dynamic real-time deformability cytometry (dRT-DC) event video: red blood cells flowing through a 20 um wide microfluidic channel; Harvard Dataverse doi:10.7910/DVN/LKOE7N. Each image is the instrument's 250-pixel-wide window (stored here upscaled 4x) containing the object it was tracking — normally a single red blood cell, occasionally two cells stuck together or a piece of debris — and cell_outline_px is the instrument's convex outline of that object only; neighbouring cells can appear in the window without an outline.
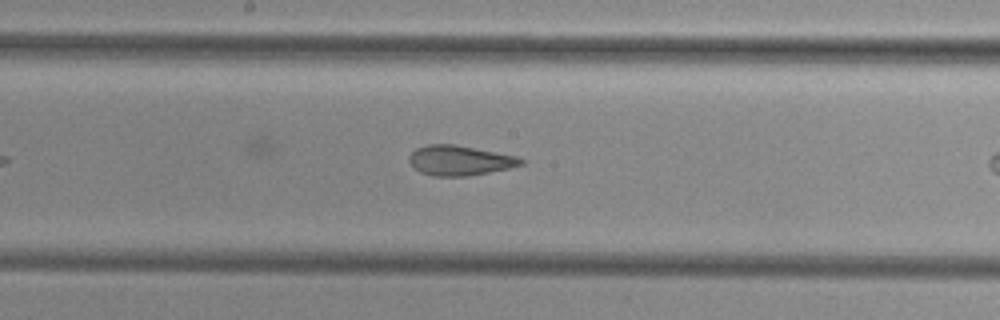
{"species": "common noctule bat (a hibernating species)", "species_latin": "Nyctalus noctula", "temperature_condition": "cold", "stored_images_in_passage": 12, "camera_frame_rate_fps": 3000, "um_per_image_px": 0.085, "animal": {"sex": "female", "body_mass_g": 29.2, "forearm_length_mm": 56.3}, "frame": {"image": 1, "passage_image": 10, "time_ms": 11.667, "image_size_px": [1000, 320], "cell_outline_px": [[524, 164], [508, 168], [468, 176], [432, 176], [420, 172], [408, 160], [408, 156], [416, 148], [428, 144], [456, 144], [516, 156], [524, 160]], "centroid_in_image_um": [39.06, 13.63], "position_along_channel_um": 209.1, "area_um2": 19.42}}